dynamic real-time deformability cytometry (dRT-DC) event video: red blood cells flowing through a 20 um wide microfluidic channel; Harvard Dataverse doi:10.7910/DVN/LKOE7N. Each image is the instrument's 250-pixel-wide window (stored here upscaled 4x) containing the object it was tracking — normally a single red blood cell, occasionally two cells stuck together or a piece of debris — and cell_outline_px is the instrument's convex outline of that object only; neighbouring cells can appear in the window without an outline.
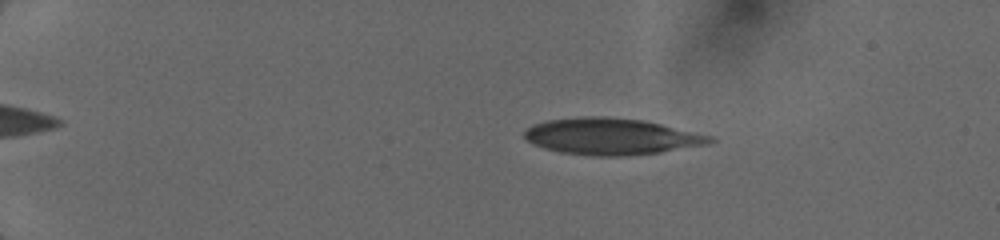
{"species": "human", "species_latin": "Homo sapiens", "temperature_condition": "cold", "stored_images_in_passage": 38, "camera_frame_rate_fps": 3000, "um_per_image_px": 0.085, "donor": {"sex": "female"}, "frame": {"image": 1, "passage_image": 22, "time_ms": 3.333, "image_size_px": [1000, 240], "cell_outline_px": [[716, 140], [708, 144], [660, 152], [628, 156], [588, 156], [560, 152], [544, 148], [532, 144], [524, 136], [524, 132], [528, 128], [536, 124], [548, 120], [584, 116], [604, 116], [640, 120], [660, 124], [712, 136]], "centroid_in_image_um": [51.95, 11.61], "position_along_channel_um": 33.1, "area_um2": 39.25}}